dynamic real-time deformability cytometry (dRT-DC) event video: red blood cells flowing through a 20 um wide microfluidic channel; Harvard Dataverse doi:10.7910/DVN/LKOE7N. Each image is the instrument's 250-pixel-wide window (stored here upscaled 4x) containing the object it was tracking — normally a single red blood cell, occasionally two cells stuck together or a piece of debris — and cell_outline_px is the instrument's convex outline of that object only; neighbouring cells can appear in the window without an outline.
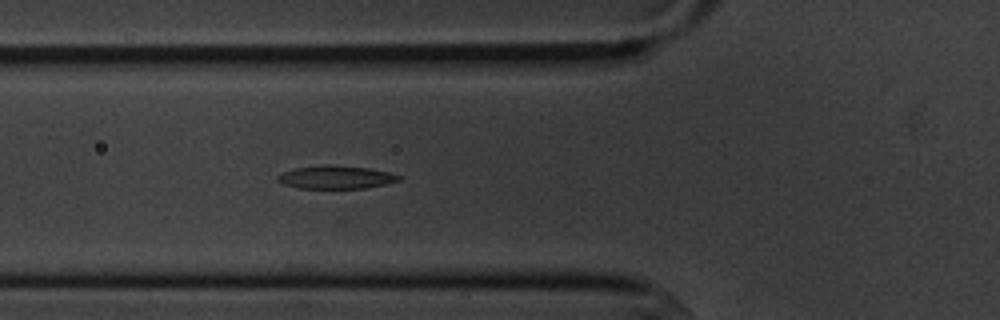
{"species": "common noctule bat (a hibernating species)", "species_latin": "Nyctalus noctula", "temperature_condition": "cold", "stored_images_in_passage": 4, "camera_frame_rate_fps": 3000, "um_per_image_px": 0.085, "animal": {"sex": "male", "body_mass_g": 20.1, "forearm_length_mm": 53.5}, "frame": {"image": 1, "passage_image": 4, "time_ms": 3.333, "image_size_px": [1000, 320], "cell_outline_px": [[400, 180], [384, 184], [364, 188], [300, 188], [284, 184], [276, 180], [276, 176], [284, 172], [296, 168], [324, 164], [332, 164], [368, 168], [388, 172], [400, 176]], "centroid_in_image_um": [28.52, 15.05], "position_along_channel_um": 97.3, "area_um2": 16.18}}